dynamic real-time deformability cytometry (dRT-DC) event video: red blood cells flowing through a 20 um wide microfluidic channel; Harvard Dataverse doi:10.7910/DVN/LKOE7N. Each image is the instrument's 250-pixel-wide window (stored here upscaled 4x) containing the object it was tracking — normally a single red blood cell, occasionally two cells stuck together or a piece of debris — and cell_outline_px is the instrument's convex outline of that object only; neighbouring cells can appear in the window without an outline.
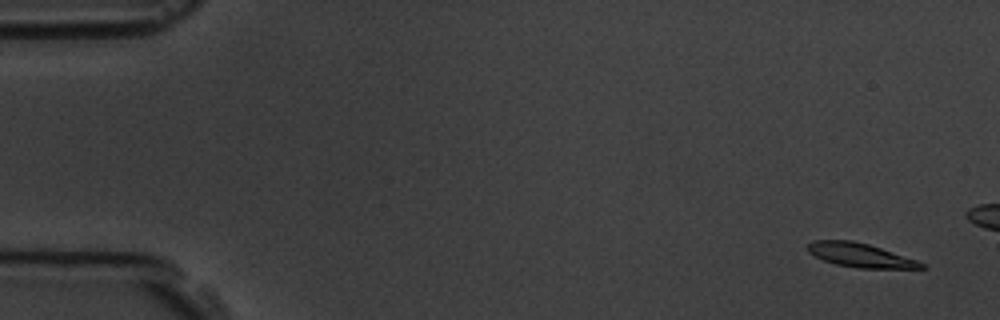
{"species": "common noctule bat (a hibernating species)", "species_latin": "Nyctalus noctula", "temperature_condition": "room temperature", "stored_images_in_passage": 15, "camera_frame_rate_fps": 3000, "um_per_image_px": 0.085, "animal": {"sex": "male", "body_mass_g": 19.5, "forearm_length_mm": 54.6}, "frame": {"image": 1, "passage_image": 3, "time_ms": 0.667, "image_size_px": [1000, 320], "cell_outline_px": [[924, 268], [860, 268], [836, 264], [824, 260], [808, 252], [808, 244], [812, 240], [852, 240], [868, 244], [916, 260], [924, 264]], "centroid_in_image_um": [73.07, 21.68], "position_along_channel_um": 11.9, "area_um2": 15.49}}